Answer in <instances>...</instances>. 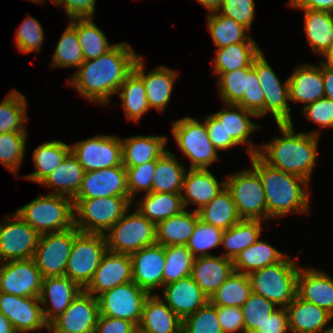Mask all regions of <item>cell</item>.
Instances as JSON below:
<instances>
[{"label": "cell", "instance_id": "45", "mask_svg": "<svg viewBox=\"0 0 333 333\" xmlns=\"http://www.w3.org/2000/svg\"><path fill=\"white\" fill-rule=\"evenodd\" d=\"M117 94L122 99L128 120L139 121L143 114L150 109L143 80L134 71L120 85Z\"/></svg>", "mask_w": 333, "mask_h": 333}, {"label": "cell", "instance_id": "5", "mask_svg": "<svg viewBox=\"0 0 333 333\" xmlns=\"http://www.w3.org/2000/svg\"><path fill=\"white\" fill-rule=\"evenodd\" d=\"M299 267L285 256L280 262L248 274L252 292L279 307H287L297 295Z\"/></svg>", "mask_w": 333, "mask_h": 333}, {"label": "cell", "instance_id": "4", "mask_svg": "<svg viewBox=\"0 0 333 333\" xmlns=\"http://www.w3.org/2000/svg\"><path fill=\"white\" fill-rule=\"evenodd\" d=\"M48 194L34 199L15 212L39 235L64 231L74 227L73 199Z\"/></svg>", "mask_w": 333, "mask_h": 333}, {"label": "cell", "instance_id": "25", "mask_svg": "<svg viewBox=\"0 0 333 333\" xmlns=\"http://www.w3.org/2000/svg\"><path fill=\"white\" fill-rule=\"evenodd\" d=\"M233 272L232 260L210 255L194 259L191 277L210 299Z\"/></svg>", "mask_w": 333, "mask_h": 333}, {"label": "cell", "instance_id": "53", "mask_svg": "<svg viewBox=\"0 0 333 333\" xmlns=\"http://www.w3.org/2000/svg\"><path fill=\"white\" fill-rule=\"evenodd\" d=\"M222 234V229L199 219L186 246L195 258L210 256L211 254L207 250L221 244Z\"/></svg>", "mask_w": 333, "mask_h": 333}, {"label": "cell", "instance_id": "9", "mask_svg": "<svg viewBox=\"0 0 333 333\" xmlns=\"http://www.w3.org/2000/svg\"><path fill=\"white\" fill-rule=\"evenodd\" d=\"M107 250L114 253L132 254L156 244V225L137 209L125 214L105 234Z\"/></svg>", "mask_w": 333, "mask_h": 333}, {"label": "cell", "instance_id": "27", "mask_svg": "<svg viewBox=\"0 0 333 333\" xmlns=\"http://www.w3.org/2000/svg\"><path fill=\"white\" fill-rule=\"evenodd\" d=\"M297 295L333 316V278L315 269H299Z\"/></svg>", "mask_w": 333, "mask_h": 333}, {"label": "cell", "instance_id": "52", "mask_svg": "<svg viewBox=\"0 0 333 333\" xmlns=\"http://www.w3.org/2000/svg\"><path fill=\"white\" fill-rule=\"evenodd\" d=\"M275 304L263 296L251 292L247 301L241 306L244 317L245 333H254L274 312Z\"/></svg>", "mask_w": 333, "mask_h": 333}, {"label": "cell", "instance_id": "67", "mask_svg": "<svg viewBox=\"0 0 333 333\" xmlns=\"http://www.w3.org/2000/svg\"><path fill=\"white\" fill-rule=\"evenodd\" d=\"M204 7H206L210 12L218 11L222 6L223 0H197Z\"/></svg>", "mask_w": 333, "mask_h": 333}, {"label": "cell", "instance_id": "20", "mask_svg": "<svg viewBox=\"0 0 333 333\" xmlns=\"http://www.w3.org/2000/svg\"><path fill=\"white\" fill-rule=\"evenodd\" d=\"M129 197L126 169L114 166L85 172L80 190L73 199Z\"/></svg>", "mask_w": 333, "mask_h": 333}, {"label": "cell", "instance_id": "17", "mask_svg": "<svg viewBox=\"0 0 333 333\" xmlns=\"http://www.w3.org/2000/svg\"><path fill=\"white\" fill-rule=\"evenodd\" d=\"M43 276L33 258L10 260L0 266V292L39 297Z\"/></svg>", "mask_w": 333, "mask_h": 333}, {"label": "cell", "instance_id": "13", "mask_svg": "<svg viewBox=\"0 0 333 333\" xmlns=\"http://www.w3.org/2000/svg\"><path fill=\"white\" fill-rule=\"evenodd\" d=\"M73 241L74 227L40 235L33 259L43 278L65 276Z\"/></svg>", "mask_w": 333, "mask_h": 333}, {"label": "cell", "instance_id": "62", "mask_svg": "<svg viewBox=\"0 0 333 333\" xmlns=\"http://www.w3.org/2000/svg\"><path fill=\"white\" fill-rule=\"evenodd\" d=\"M57 5H63L71 20L92 18L95 12L96 0H59Z\"/></svg>", "mask_w": 333, "mask_h": 333}, {"label": "cell", "instance_id": "48", "mask_svg": "<svg viewBox=\"0 0 333 333\" xmlns=\"http://www.w3.org/2000/svg\"><path fill=\"white\" fill-rule=\"evenodd\" d=\"M26 98L13 90L0 103V134L9 132L26 133L23 122L27 121Z\"/></svg>", "mask_w": 333, "mask_h": 333}, {"label": "cell", "instance_id": "18", "mask_svg": "<svg viewBox=\"0 0 333 333\" xmlns=\"http://www.w3.org/2000/svg\"><path fill=\"white\" fill-rule=\"evenodd\" d=\"M97 297L83 290L49 325L51 333H92L99 317Z\"/></svg>", "mask_w": 333, "mask_h": 333}, {"label": "cell", "instance_id": "29", "mask_svg": "<svg viewBox=\"0 0 333 333\" xmlns=\"http://www.w3.org/2000/svg\"><path fill=\"white\" fill-rule=\"evenodd\" d=\"M291 333H327L322 330L333 319L325 309L301 299L298 295L286 307Z\"/></svg>", "mask_w": 333, "mask_h": 333}, {"label": "cell", "instance_id": "43", "mask_svg": "<svg viewBox=\"0 0 333 333\" xmlns=\"http://www.w3.org/2000/svg\"><path fill=\"white\" fill-rule=\"evenodd\" d=\"M227 109L213 113L217 120L223 124L227 135L237 144H248L250 134L259 126L250 121L249 116L257 117L254 113L240 107L237 104H226Z\"/></svg>", "mask_w": 333, "mask_h": 333}, {"label": "cell", "instance_id": "34", "mask_svg": "<svg viewBox=\"0 0 333 333\" xmlns=\"http://www.w3.org/2000/svg\"><path fill=\"white\" fill-rule=\"evenodd\" d=\"M84 173L83 166L70 152L41 184L55 189V193L49 194L68 195L73 199L80 190Z\"/></svg>", "mask_w": 333, "mask_h": 333}, {"label": "cell", "instance_id": "23", "mask_svg": "<svg viewBox=\"0 0 333 333\" xmlns=\"http://www.w3.org/2000/svg\"><path fill=\"white\" fill-rule=\"evenodd\" d=\"M83 291V289L66 276L43 278L40 304L52 305L49 309L42 308L44 320L49 325L56 317L63 314L71 302ZM50 302V303H49Z\"/></svg>", "mask_w": 333, "mask_h": 333}, {"label": "cell", "instance_id": "26", "mask_svg": "<svg viewBox=\"0 0 333 333\" xmlns=\"http://www.w3.org/2000/svg\"><path fill=\"white\" fill-rule=\"evenodd\" d=\"M133 71L143 80L149 107L163 111L170 101L177 73L161 66L145 74L142 57H138L135 61Z\"/></svg>", "mask_w": 333, "mask_h": 333}, {"label": "cell", "instance_id": "61", "mask_svg": "<svg viewBox=\"0 0 333 333\" xmlns=\"http://www.w3.org/2000/svg\"><path fill=\"white\" fill-rule=\"evenodd\" d=\"M137 329L128 320L99 315L94 333H136Z\"/></svg>", "mask_w": 333, "mask_h": 333}, {"label": "cell", "instance_id": "40", "mask_svg": "<svg viewBox=\"0 0 333 333\" xmlns=\"http://www.w3.org/2000/svg\"><path fill=\"white\" fill-rule=\"evenodd\" d=\"M286 255L264 241H256L242 250L233 261L234 271L249 273L280 262Z\"/></svg>", "mask_w": 333, "mask_h": 333}, {"label": "cell", "instance_id": "69", "mask_svg": "<svg viewBox=\"0 0 333 333\" xmlns=\"http://www.w3.org/2000/svg\"><path fill=\"white\" fill-rule=\"evenodd\" d=\"M52 3H54V4H57V2L59 1V0H50ZM38 2H44V0H38Z\"/></svg>", "mask_w": 333, "mask_h": 333}, {"label": "cell", "instance_id": "60", "mask_svg": "<svg viewBox=\"0 0 333 333\" xmlns=\"http://www.w3.org/2000/svg\"><path fill=\"white\" fill-rule=\"evenodd\" d=\"M204 122L209 139L217 150H224L238 145L230 135H227L223 124L213 114L205 117Z\"/></svg>", "mask_w": 333, "mask_h": 333}, {"label": "cell", "instance_id": "58", "mask_svg": "<svg viewBox=\"0 0 333 333\" xmlns=\"http://www.w3.org/2000/svg\"><path fill=\"white\" fill-rule=\"evenodd\" d=\"M303 112L308 120L319 124L322 128L333 127V101L330 99L324 97L305 105Z\"/></svg>", "mask_w": 333, "mask_h": 333}, {"label": "cell", "instance_id": "11", "mask_svg": "<svg viewBox=\"0 0 333 333\" xmlns=\"http://www.w3.org/2000/svg\"><path fill=\"white\" fill-rule=\"evenodd\" d=\"M225 186L231 192L241 219L267 220L265 192L254 169L231 175L225 181Z\"/></svg>", "mask_w": 333, "mask_h": 333}, {"label": "cell", "instance_id": "41", "mask_svg": "<svg viewBox=\"0 0 333 333\" xmlns=\"http://www.w3.org/2000/svg\"><path fill=\"white\" fill-rule=\"evenodd\" d=\"M70 152V145L59 140L41 144L33 152L36 171L27 175L26 178L33 182L41 183L64 161Z\"/></svg>", "mask_w": 333, "mask_h": 333}, {"label": "cell", "instance_id": "54", "mask_svg": "<svg viewBox=\"0 0 333 333\" xmlns=\"http://www.w3.org/2000/svg\"><path fill=\"white\" fill-rule=\"evenodd\" d=\"M182 333H224L216 306L208 301L197 312L182 320Z\"/></svg>", "mask_w": 333, "mask_h": 333}, {"label": "cell", "instance_id": "47", "mask_svg": "<svg viewBox=\"0 0 333 333\" xmlns=\"http://www.w3.org/2000/svg\"><path fill=\"white\" fill-rule=\"evenodd\" d=\"M251 292L248 275L234 271L209 301L215 306L241 307Z\"/></svg>", "mask_w": 333, "mask_h": 333}, {"label": "cell", "instance_id": "70", "mask_svg": "<svg viewBox=\"0 0 333 333\" xmlns=\"http://www.w3.org/2000/svg\"><path fill=\"white\" fill-rule=\"evenodd\" d=\"M327 333H333V326H330L329 328H327Z\"/></svg>", "mask_w": 333, "mask_h": 333}, {"label": "cell", "instance_id": "3", "mask_svg": "<svg viewBox=\"0 0 333 333\" xmlns=\"http://www.w3.org/2000/svg\"><path fill=\"white\" fill-rule=\"evenodd\" d=\"M252 168L258 173L265 192L267 219L289 213L309 210V195L306 192L310 181L275 169L263 162L257 155H250ZM303 185L304 189L302 188Z\"/></svg>", "mask_w": 333, "mask_h": 333}, {"label": "cell", "instance_id": "30", "mask_svg": "<svg viewBox=\"0 0 333 333\" xmlns=\"http://www.w3.org/2000/svg\"><path fill=\"white\" fill-rule=\"evenodd\" d=\"M288 78L291 101L312 104L325 97L322 68L303 64Z\"/></svg>", "mask_w": 333, "mask_h": 333}, {"label": "cell", "instance_id": "2", "mask_svg": "<svg viewBox=\"0 0 333 333\" xmlns=\"http://www.w3.org/2000/svg\"><path fill=\"white\" fill-rule=\"evenodd\" d=\"M283 137H275L261 149L249 144V155H257L267 165L309 181L316 161L318 133H294L292 123L278 124ZM265 151V153H263Z\"/></svg>", "mask_w": 333, "mask_h": 333}, {"label": "cell", "instance_id": "44", "mask_svg": "<svg viewBox=\"0 0 333 333\" xmlns=\"http://www.w3.org/2000/svg\"><path fill=\"white\" fill-rule=\"evenodd\" d=\"M207 23L217 48L227 47L238 42H255L253 38L245 35V31H249L248 28L217 11L211 12L207 16Z\"/></svg>", "mask_w": 333, "mask_h": 333}, {"label": "cell", "instance_id": "31", "mask_svg": "<svg viewBox=\"0 0 333 333\" xmlns=\"http://www.w3.org/2000/svg\"><path fill=\"white\" fill-rule=\"evenodd\" d=\"M221 185L208 169H190L185 174L182 185L181 195L184 208L190 200L198 206L195 210L197 212L224 189L225 181ZM183 191L186 192L188 198L184 196Z\"/></svg>", "mask_w": 333, "mask_h": 333}, {"label": "cell", "instance_id": "32", "mask_svg": "<svg viewBox=\"0 0 333 333\" xmlns=\"http://www.w3.org/2000/svg\"><path fill=\"white\" fill-rule=\"evenodd\" d=\"M167 138L164 136H132L121 140L123 166L134 167L150 161H156L167 150Z\"/></svg>", "mask_w": 333, "mask_h": 333}, {"label": "cell", "instance_id": "65", "mask_svg": "<svg viewBox=\"0 0 333 333\" xmlns=\"http://www.w3.org/2000/svg\"><path fill=\"white\" fill-rule=\"evenodd\" d=\"M322 76L325 88V98L333 101V67L321 62Z\"/></svg>", "mask_w": 333, "mask_h": 333}, {"label": "cell", "instance_id": "8", "mask_svg": "<svg viewBox=\"0 0 333 333\" xmlns=\"http://www.w3.org/2000/svg\"><path fill=\"white\" fill-rule=\"evenodd\" d=\"M106 252L105 234L83 233L74 226V241L67 261L65 276L84 290L91 282Z\"/></svg>", "mask_w": 333, "mask_h": 333}, {"label": "cell", "instance_id": "57", "mask_svg": "<svg viewBox=\"0 0 333 333\" xmlns=\"http://www.w3.org/2000/svg\"><path fill=\"white\" fill-rule=\"evenodd\" d=\"M254 0H223L222 6L217 12L229 17L249 29L254 20Z\"/></svg>", "mask_w": 333, "mask_h": 333}, {"label": "cell", "instance_id": "38", "mask_svg": "<svg viewBox=\"0 0 333 333\" xmlns=\"http://www.w3.org/2000/svg\"><path fill=\"white\" fill-rule=\"evenodd\" d=\"M134 205L144 217L155 225L185 210L182 195L175 193H146L143 200Z\"/></svg>", "mask_w": 333, "mask_h": 333}, {"label": "cell", "instance_id": "15", "mask_svg": "<svg viewBox=\"0 0 333 333\" xmlns=\"http://www.w3.org/2000/svg\"><path fill=\"white\" fill-rule=\"evenodd\" d=\"M264 93V115L271 112L277 124L292 123L288 79L282 85L261 52L252 63Z\"/></svg>", "mask_w": 333, "mask_h": 333}, {"label": "cell", "instance_id": "39", "mask_svg": "<svg viewBox=\"0 0 333 333\" xmlns=\"http://www.w3.org/2000/svg\"><path fill=\"white\" fill-rule=\"evenodd\" d=\"M261 221L242 219L223 231L221 244L228 252L222 256L234 261L242 250L258 241L262 230Z\"/></svg>", "mask_w": 333, "mask_h": 333}, {"label": "cell", "instance_id": "28", "mask_svg": "<svg viewBox=\"0 0 333 333\" xmlns=\"http://www.w3.org/2000/svg\"><path fill=\"white\" fill-rule=\"evenodd\" d=\"M138 330L143 333H182V320L158 295H149L142 307Z\"/></svg>", "mask_w": 333, "mask_h": 333}, {"label": "cell", "instance_id": "55", "mask_svg": "<svg viewBox=\"0 0 333 333\" xmlns=\"http://www.w3.org/2000/svg\"><path fill=\"white\" fill-rule=\"evenodd\" d=\"M16 46L21 52L39 51L44 39V31L39 21L28 16L20 25L16 33Z\"/></svg>", "mask_w": 333, "mask_h": 333}, {"label": "cell", "instance_id": "21", "mask_svg": "<svg viewBox=\"0 0 333 333\" xmlns=\"http://www.w3.org/2000/svg\"><path fill=\"white\" fill-rule=\"evenodd\" d=\"M133 281L149 295L153 289L163 286L165 247L153 244L130 254Z\"/></svg>", "mask_w": 333, "mask_h": 333}, {"label": "cell", "instance_id": "66", "mask_svg": "<svg viewBox=\"0 0 333 333\" xmlns=\"http://www.w3.org/2000/svg\"><path fill=\"white\" fill-rule=\"evenodd\" d=\"M0 333H17L8 318L0 312Z\"/></svg>", "mask_w": 333, "mask_h": 333}, {"label": "cell", "instance_id": "19", "mask_svg": "<svg viewBox=\"0 0 333 333\" xmlns=\"http://www.w3.org/2000/svg\"><path fill=\"white\" fill-rule=\"evenodd\" d=\"M39 297H21L0 292V312L4 314L17 333L46 328Z\"/></svg>", "mask_w": 333, "mask_h": 333}, {"label": "cell", "instance_id": "59", "mask_svg": "<svg viewBox=\"0 0 333 333\" xmlns=\"http://www.w3.org/2000/svg\"><path fill=\"white\" fill-rule=\"evenodd\" d=\"M218 319L224 333H245L241 307L216 306Z\"/></svg>", "mask_w": 333, "mask_h": 333}, {"label": "cell", "instance_id": "22", "mask_svg": "<svg viewBox=\"0 0 333 333\" xmlns=\"http://www.w3.org/2000/svg\"><path fill=\"white\" fill-rule=\"evenodd\" d=\"M131 281H133V276L130 254L114 253L107 250L91 282L84 290L97 297V293L100 295L120 284Z\"/></svg>", "mask_w": 333, "mask_h": 333}, {"label": "cell", "instance_id": "50", "mask_svg": "<svg viewBox=\"0 0 333 333\" xmlns=\"http://www.w3.org/2000/svg\"><path fill=\"white\" fill-rule=\"evenodd\" d=\"M76 28L70 23L57 43L52 67H80L84 62Z\"/></svg>", "mask_w": 333, "mask_h": 333}, {"label": "cell", "instance_id": "24", "mask_svg": "<svg viewBox=\"0 0 333 333\" xmlns=\"http://www.w3.org/2000/svg\"><path fill=\"white\" fill-rule=\"evenodd\" d=\"M166 305L181 319L194 314L208 301V297L190 276L164 286Z\"/></svg>", "mask_w": 333, "mask_h": 333}, {"label": "cell", "instance_id": "14", "mask_svg": "<svg viewBox=\"0 0 333 333\" xmlns=\"http://www.w3.org/2000/svg\"><path fill=\"white\" fill-rule=\"evenodd\" d=\"M85 172L123 166L121 139L99 135L70 146Z\"/></svg>", "mask_w": 333, "mask_h": 333}, {"label": "cell", "instance_id": "46", "mask_svg": "<svg viewBox=\"0 0 333 333\" xmlns=\"http://www.w3.org/2000/svg\"><path fill=\"white\" fill-rule=\"evenodd\" d=\"M70 23L76 28L84 60L98 58L115 46L109 44L103 32L92 22V18L73 19Z\"/></svg>", "mask_w": 333, "mask_h": 333}, {"label": "cell", "instance_id": "7", "mask_svg": "<svg viewBox=\"0 0 333 333\" xmlns=\"http://www.w3.org/2000/svg\"><path fill=\"white\" fill-rule=\"evenodd\" d=\"M215 73L219 76V94L225 104H237L258 118L264 115V93L252 66Z\"/></svg>", "mask_w": 333, "mask_h": 333}, {"label": "cell", "instance_id": "16", "mask_svg": "<svg viewBox=\"0 0 333 333\" xmlns=\"http://www.w3.org/2000/svg\"><path fill=\"white\" fill-rule=\"evenodd\" d=\"M0 223V261L34 258L40 235L16 212Z\"/></svg>", "mask_w": 333, "mask_h": 333}, {"label": "cell", "instance_id": "51", "mask_svg": "<svg viewBox=\"0 0 333 333\" xmlns=\"http://www.w3.org/2000/svg\"><path fill=\"white\" fill-rule=\"evenodd\" d=\"M27 133L0 134V162L13 174L19 171L25 155Z\"/></svg>", "mask_w": 333, "mask_h": 333}, {"label": "cell", "instance_id": "12", "mask_svg": "<svg viewBox=\"0 0 333 333\" xmlns=\"http://www.w3.org/2000/svg\"><path fill=\"white\" fill-rule=\"evenodd\" d=\"M149 294L134 281L120 284L97 295L99 313L103 316L120 318L137 327L142 317V307Z\"/></svg>", "mask_w": 333, "mask_h": 333}, {"label": "cell", "instance_id": "56", "mask_svg": "<svg viewBox=\"0 0 333 333\" xmlns=\"http://www.w3.org/2000/svg\"><path fill=\"white\" fill-rule=\"evenodd\" d=\"M126 169L127 189L129 197L132 200L134 193L141 190L152 192V180L156 169V161H150L134 167Z\"/></svg>", "mask_w": 333, "mask_h": 333}, {"label": "cell", "instance_id": "63", "mask_svg": "<svg viewBox=\"0 0 333 333\" xmlns=\"http://www.w3.org/2000/svg\"><path fill=\"white\" fill-rule=\"evenodd\" d=\"M289 330L287 308L275 309L267 321L254 333H286Z\"/></svg>", "mask_w": 333, "mask_h": 333}, {"label": "cell", "instance_id": "68", "mask_svg": "<svg viewBox=\"0 0 333 333\" xmlns=\"http://www.w3.org/2000/svg\"><path fill=\"white\" fill-rule=\"evenodd\" d=\"M327 58L325 62L327 65L333 67V46L329 49V51L324 55Z\"/></svg>", "mask_w": 333, "mask_h": 333}, {"label": "cell", "instance_id": "35", "mask_svg": "<svg viewBox=\"0 0 333 333\" xmlns=\"http://www.w3.org/2000/svg\"><path fill=\"white\" fill-rule=\"evenodd\" d=\"M305 15V31L312 50L324 56L333 46V13L302 9Z\"/></svg>", "mask_w": 333, "mask_h": 333}, {"label": "cell", "instance_id": "1", "mask_svg": "<svg viewBox=\"0 0 333 333\" xmlns=\"http://www.w3.org/2000/svg\"><path fill=\"white\" fill-rule=\"evenodd\" d=\"M138 57L127 42L115 44L98 58L85 60L67 84L90 101L109 104L110 95L118 92L120 85L133 71Z\"/></svg>", "mask_w": 333, "mask_h": 333}, {"label": "cell", "instance_id": "37", "mask_svg": "<svg viewBox=\"0 0 333 333\" xmlns=\"http://www.w3.org/2000/svg\"><path fill=\"white\" fill-rule=\"evenodd\" d=\"M186 171L175 155L166 151L156 160V169L152 180V192L182 193Z\"/></svg>", "mask_w": 333, "mask_h": 333}, {"label": "cell", "instance_id": "6", "mask_svg": "<svg viewBox=\"0 0 333 333\" xmlns=\"http://www.w3.org/2000/svg\"><path fill=\"white\" fill-rule=\"evenodd\" d=\"M74 226L83 233L105 234L128 212L130 197L110 196L106 198L73 199Z\"/></svg>", "mask_w": 333, "mask_h": 333}, {"label": "cell", "instance_id": "36", "mask_svg": "<svg viewBox=\"0 0 333 333\" xmlns=\"http://www.w3.org/2000/svg\"><path fill=\"white\" fill-rule=\"evenodd\" d=\"M197 213L201 221L220 228L223 231L242 220L231 192L226 186L216 197L198 210Z\"/></svg>", "mask_w": 333, "mask_h": 333}, {"label": "cell", "instance_id": "42", "mask_svg": "<svg viewBox=\"0 0 333 333\" xmlns=\"http://www.w3.org/2000/svg\"><path fill=\"white\" fill-rule=\"evenodd\" d=\"M215 52L214 72H228L252 66L261 50L256 42H238Z\"/></svg>", "mask_w": 333, "mask_h": 333}, {"label": "cell", "instance_id": "10", "mask_svg": "<svg viewBox=\"0 0 333 333\" xmlns=\"http://www.w3.org/2000/svg\"><path fill=\"white\" fill-rule=\"evenodd\" d=\"M172 133L181 152L190 159V169H208L217 160V149L209 139L205 122L185 117L173 123Z\"/></svg>", "mask_w": 333, "mask_h": 333}, {"label": "cell", "instance_id": "33", "mask_svg": "<svg viewBox=\"0 0 333 333\" xmlns=\"http://www.w3.org/2000/svg\"><path fill=\"white\" fill-rule=\"evenodd\" d=\"M199 220L198 213H181L169 217L156 225V243L162 246L186 245Z\"/></svg>", "mask_w": 333, "mask_h": 333}, {"label": "cell", "instance_id": "49", "mask_svg": "<svg viewBox=\"0 0 333 333\" xmlns=\"http://www.w3.org/2000/svg\"><path fill=\"white\" fill-rule=\"evenodd\" d=\"M194 259L186 245L166 246L163 286L190 276Z\"/></svg>", "mask_w": 333, "mask_h": 333}, {"label": "cell", "instance_id": "64", "mask_svg": "<svg viewBox=\"0 0 333 333\" xmlns=\"http://www.w3.org/2000/svg\"><path fill=\"white\" fill-rule=\"evenodd\" d=\"M289 6L333 13V0H290Z\"/></svg>", "mask_w": 333, "mask_h": 333}]
</instances>
